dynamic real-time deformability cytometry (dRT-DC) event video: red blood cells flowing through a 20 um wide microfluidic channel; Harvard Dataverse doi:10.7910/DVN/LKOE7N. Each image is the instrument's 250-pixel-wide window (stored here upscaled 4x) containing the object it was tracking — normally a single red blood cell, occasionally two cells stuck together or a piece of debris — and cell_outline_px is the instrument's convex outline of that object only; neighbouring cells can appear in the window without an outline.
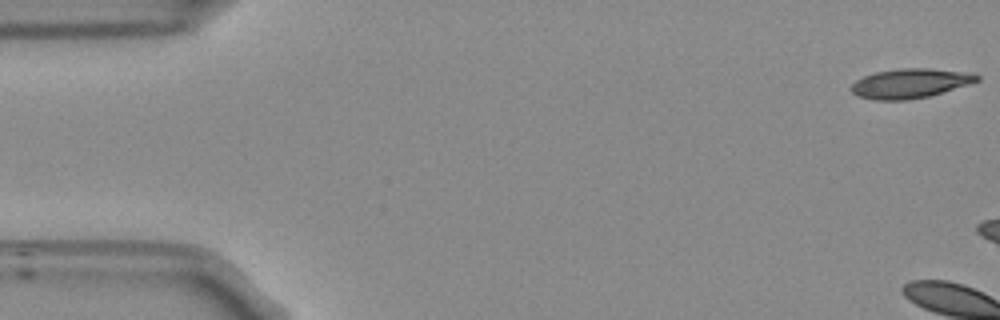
{"species": "Egyptian fruit bat (a non-hibernating species)", "species_latin": "Rousettus aegyptiacus", "temperature_condition": "room temperature", "stored_images_in_passage": 4, "camera_frame_rate_fps": 3000, "um_per_image_px": 0.085, "frame": {"image": 1, "passage_image": 1, "time_ms": 0.0, "image_size_px": [1000, 320], "cell_outline_px": [[980, 80], [968, 84], [928, 96], [908, 100], [876, 100], [856, 96], [852, 92], [852, 84], [856, 80], [864, 76], [876, 72], [900, 68], [928, 68], [976, 72], [980, 76]], "centroid_in_image_um": [77.4, 7.07], "position_along_channel_um": 7.6, "area_um2": 21.68}}